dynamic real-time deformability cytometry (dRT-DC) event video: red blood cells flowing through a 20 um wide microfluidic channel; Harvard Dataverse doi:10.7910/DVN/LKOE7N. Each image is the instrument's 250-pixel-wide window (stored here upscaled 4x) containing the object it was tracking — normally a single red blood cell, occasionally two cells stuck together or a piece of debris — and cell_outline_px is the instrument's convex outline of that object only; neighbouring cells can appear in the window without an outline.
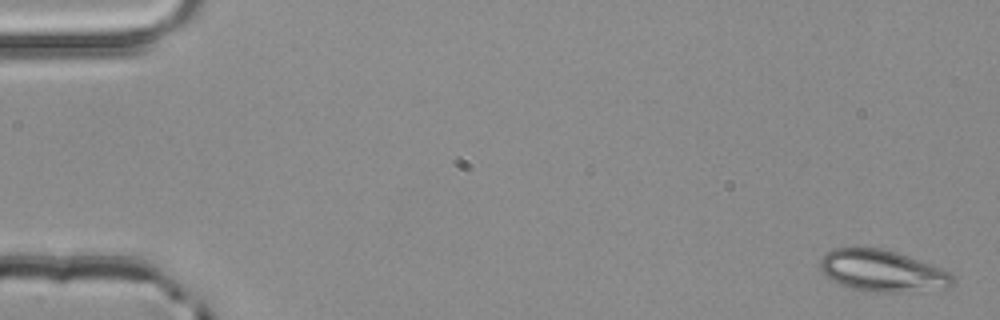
{"species": "common noctule bat (a hibernating species)", "species_latin": "Nyctalus noctula", "temperature_condition": "room temperature", "stored_images_in_passage": 5, "camera_frame_rate_fps": 3000, "um_per_image_px": 0.085, "animal": {"sex": "male", "body_mass_g": 20.4}, "frame": {"image": 1, "passage_image": 1, "time_ms": 0.0, "image_size_px": [1000, 320], "cell_outline_px": [[952, 284], [948, 288], [900, 292], [880, 292], [852, 288], [840, 284], [832, 280], [820, 268], [820, 260], [832, 248], [880, 248], [896, 252], [932, 264], [948, 272], [952, 276]], "centroid_in_image_um": [75.01, 23.02], "position_along_channel_um": 10.0, "area_um2": 31.62}}
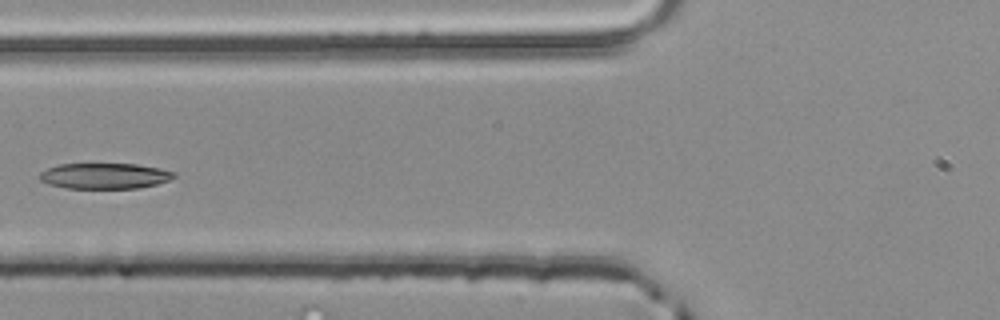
{"frame": {"image": 2, "passage_image": 5, "time_ms": 1.333, "image_size_px": [1000, 320], "cell_outline_px": [[176, 176], [168, 180], [156, 184], [136, 188], [68, 188], [48, 184], [40, 180], [40, 172], [48, 168], [60, 164], [136, 164], [160, 168], [176, 172]], "centroid_in_image_um": [8.9, 14.95], "position_along_channel_um": 116.9, "area_um2": 20.0}}